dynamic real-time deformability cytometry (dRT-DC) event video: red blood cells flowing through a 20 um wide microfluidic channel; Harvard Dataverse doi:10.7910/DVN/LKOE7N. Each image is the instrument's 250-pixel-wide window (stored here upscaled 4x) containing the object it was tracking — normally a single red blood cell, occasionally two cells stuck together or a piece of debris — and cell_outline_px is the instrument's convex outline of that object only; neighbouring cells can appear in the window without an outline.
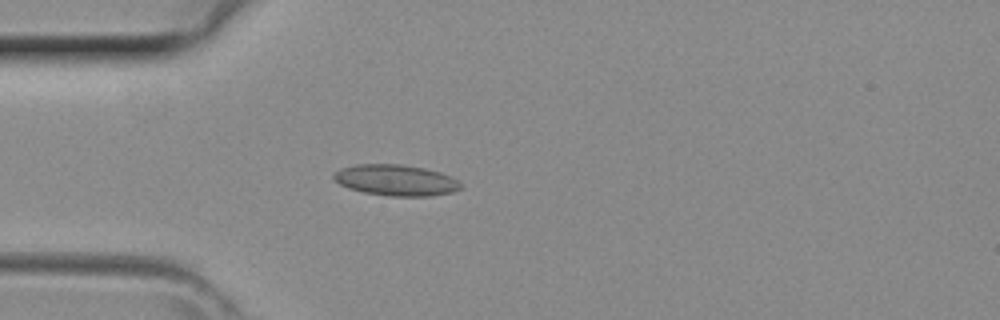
{"species": "common noctule bat (a hibernating species)", "species_latin": "Nyctalus noctula", "temperature_condition": "room temperature", "stored_images_in_passage": 41, "camera_frame_rate_fps": 3000, "um_per_image_px": 0.085, "animal": {"sex": "female", "body_mass_g": 29.2, "forearm_length_mm": 56.3}, "frame": {"image": 1, "passage_image": 11, "time_ms": 3.333, "image_size_px": [1000, 320], "cell_outline_px": [[460, 188], [452, 192], [428, 196], [392, 196], [364, 192], [348, 188], [340, 184], [332, 176], [340, 168], [356, 164], [400, 164], [424, 168], [440, 172], [452, 176], [460, 184]], "centroid_in_image_um": [33.64, 15.31], "position_along_channel_um": 51.4, "area_um2": 22.77}}
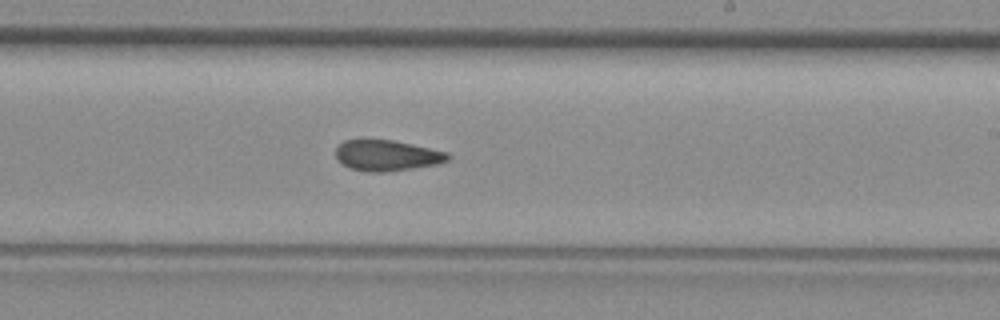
{"frame": {"image": 2, "passage_image": 24, "time_ms": 7.667, "image_size_px": [1000, 320], "cell_outline_px": [[452, 156], [448, 160], [436, 164], [388, 172], [368, 172], [348, 168], [336, 156], [336, 148], [344, 140], [392, 140], [448, 152]], "centroid_in_image_um": [32.9, 13.22], "position_along_channel_um": 256.1, "area_um2": 19.94}}
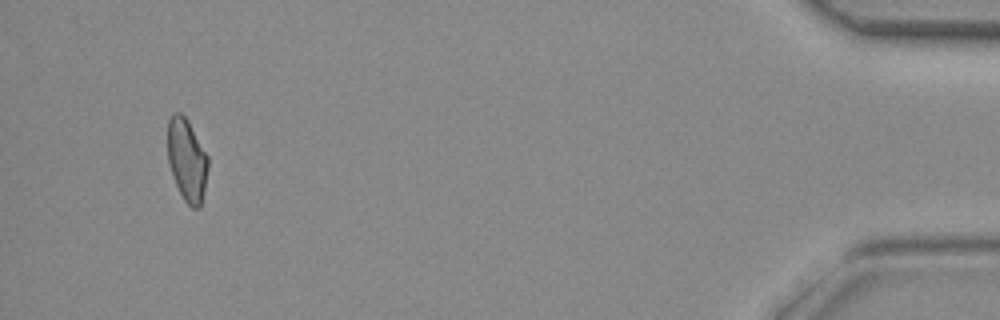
{"frame": {"image": 3, "passage_image": 39, "time_ms": 12.667, "image_size_px": [1000, 320], "cell_outline_px": [[208, 168], [200, 208], [192, 208], [184, 200], [172, 176], [168, 164], [168, 120], [172, 112], [180, 112], [188, 120], [208, 156]], "centroid_in_image_um": [15.88, 13.57], "position_along_channel_um": 419.3, "area_um2": 19.42}}